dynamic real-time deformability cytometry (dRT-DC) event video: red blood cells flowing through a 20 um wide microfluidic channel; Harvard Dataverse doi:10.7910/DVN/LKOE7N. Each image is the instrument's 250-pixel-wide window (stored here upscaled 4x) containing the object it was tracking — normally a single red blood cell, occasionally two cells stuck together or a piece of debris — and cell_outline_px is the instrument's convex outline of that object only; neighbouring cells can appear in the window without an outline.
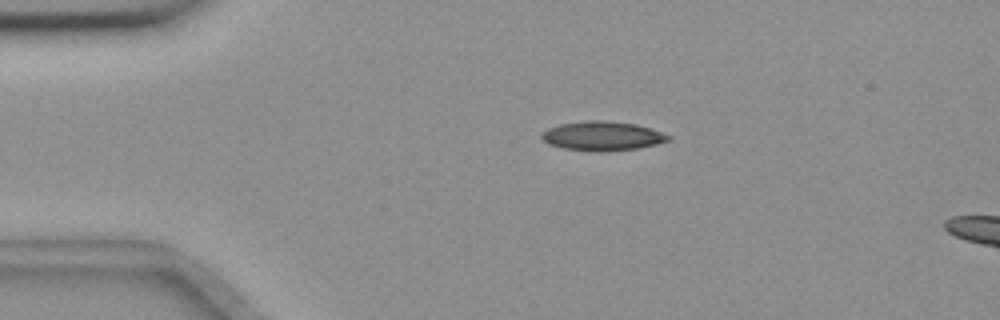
{"species": "common noctule bat (a hibernating species)", "species_latin": "Nyctalus noctula", "temperature_condition": "room temperature", "stored_images_in_passage": 7, "camera_frame_rate_fps": 3000, "um_per_image_px": 0.085, "animal": {"sex": "female", "body_mass_g": 18.4}, "frame": {"image": 1, "passage_image": 4, "time_ms": 3.333, "image_size_px": [1000, 320], "cell_outline_px": [[672, 140], [640, 148], [608, 152], [592, 152], [564, 148], [548, 144], [540, 136], [540, 132], [548, 128], [560, 124], [588, 120], [604, 120], [636, 124], [672, 136]], "centroid_in_image_um": [51.19, 11.57], "position_along_channel_um": 33.8, "area_um2": 21.85}}